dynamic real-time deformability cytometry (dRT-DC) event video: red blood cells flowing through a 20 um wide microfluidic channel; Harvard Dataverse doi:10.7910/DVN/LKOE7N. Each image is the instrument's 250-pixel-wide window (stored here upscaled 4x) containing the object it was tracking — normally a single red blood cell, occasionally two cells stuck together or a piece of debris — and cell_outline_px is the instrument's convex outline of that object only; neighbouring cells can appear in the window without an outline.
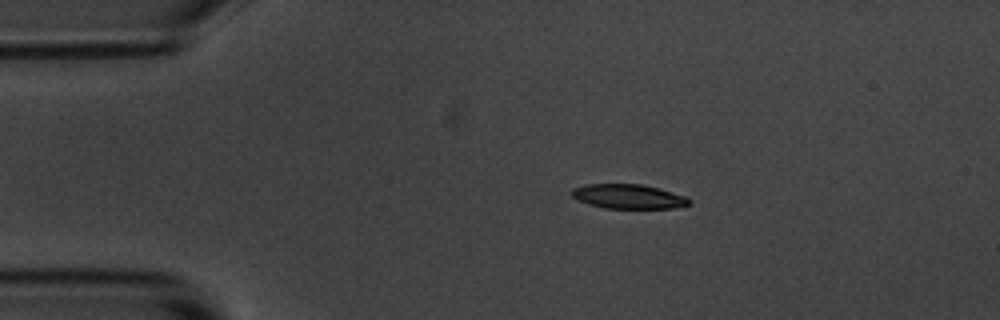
{"species": "common noctule bat (a hibernating species)", "species_latin": "Nyctalus noctula", "temperature_condition": "room temperature", "stored_images_in_passage": 5, "camera_frame_rate_fps": 3000, "um_per_image_px": 0.085, "animal": {"sex": "male", "body_mass_g": 20.1, "forearm_length_mm": 53.5}, "frame": {"image": 1, "passage_image": 3, "time_ms": 2.0, "image_size_px": [1000, 320], "cell_outline_px": [[692, 204], [672, 208], [604, 208], [588, 204], [572, 196], [568, 192], [572, 188], [588, 184], [644, 184], [688, 196], [692, 200]], "centroid_in_image_um": [53.45, 16.69], "position_along_channel_um": 31.6, "area_um2": 16.94}}